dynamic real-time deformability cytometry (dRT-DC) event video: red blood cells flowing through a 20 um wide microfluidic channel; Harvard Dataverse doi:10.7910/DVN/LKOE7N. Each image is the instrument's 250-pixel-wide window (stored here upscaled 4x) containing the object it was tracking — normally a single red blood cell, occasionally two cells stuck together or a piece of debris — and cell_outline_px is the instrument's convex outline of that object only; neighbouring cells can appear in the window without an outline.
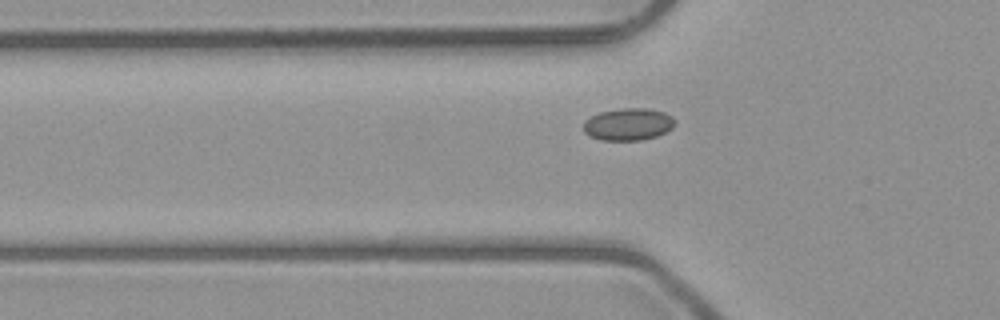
{"species": "common noctule bat (a hibernating species)", "species_latin": "Nyctalus noctula", "temperature_condition": "room temperature", "stored_images_in_passage": 6, "segment_of_instrument_passage": [2, 2], "camera_frame_rate_fps": 3000, "um_per_image_px": 0.085, "animal": {"sex": "male", "body_mass_g": 23.1, "forearm_length_mm": 52.7}, "frame": {"image": 1, "passage_image": 6, "time_ms": 6.667, "image_size_px": [1000, 320], "cell_outline_px": [[676, 124], [672, 128], [656, 136], [640, 140], [600, 140], [588, 136], [584, 132], [584, 120], [600, 112], [620, 108], [648, 108], [664, 112], [672, 116], [676, 120]], "centroid_in_image_um": [53.4, 10.56], "position_along_channel_um": 72.4, "area_um2": 17.28}}